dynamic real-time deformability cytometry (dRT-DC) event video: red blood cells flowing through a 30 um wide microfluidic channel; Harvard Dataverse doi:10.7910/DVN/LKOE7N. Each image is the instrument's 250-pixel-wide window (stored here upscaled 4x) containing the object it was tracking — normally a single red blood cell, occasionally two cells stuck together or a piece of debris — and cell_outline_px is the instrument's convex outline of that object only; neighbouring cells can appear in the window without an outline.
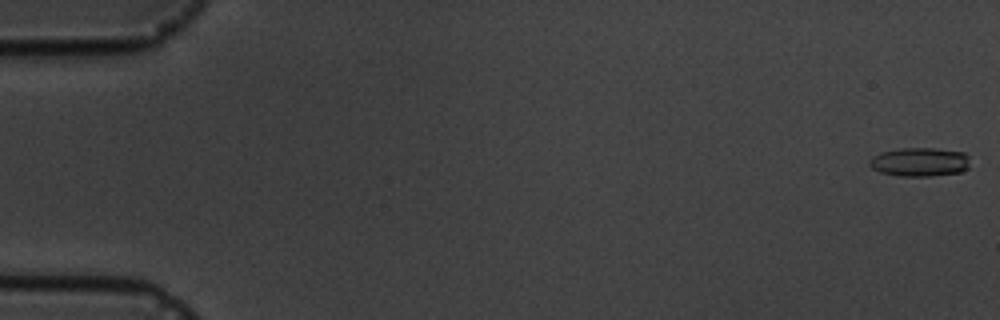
{"species": "common noctule bat (a hibernating species)", "species_latin": "Nyctalus noctula", "temperature_condition": "cold", "stored_images_in_passage": 7, "camera_frame_rate_fps": 3000, "um_per_image_px": 0.085, "animal": {"sex": "male", "body_mass_g": 19.5, "forearm_length_mm": 54.6}, "frame": {"image": 1, "passage_image": 1, "time_ms": 0.0, "image_size_px": [1000, 320], "cell_outline_px": [[968, 168], [960, 172], [928, 176], [900, 176], [880, 172], [872, 168], [868, 164], [868, 160], [872, 156], [880, 152], [900, 148], [936, 148], [964, 152], [968, 156]], "centroid_in_image_um": [78.14, 13.76], "position_along_channel_um": 6.9, "area_um2": 16.99}}
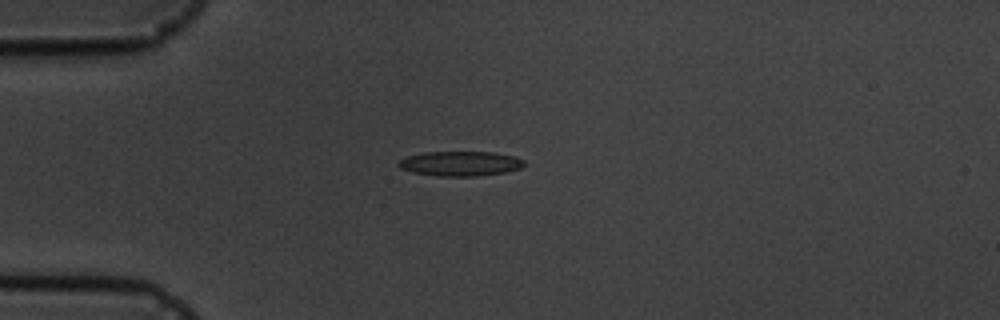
{"frame": {"image": 2, "passage_image": 5, "time_ms": 4.667, "image_size_px": [1000, 320], "cell_outline_px": [[524, 164], [520, 168], [504, 172], [480, 176], [436, 176], [412, 172], [400, 168], [396, 164], [400, 160], [408, 156], [424, 152], [492, 152], [516, 156], [524, 160]], "centroid_in_image_um": [39.12, 13.9], "position_along_channel_um": 45.9, "area_um2": 18.15}}
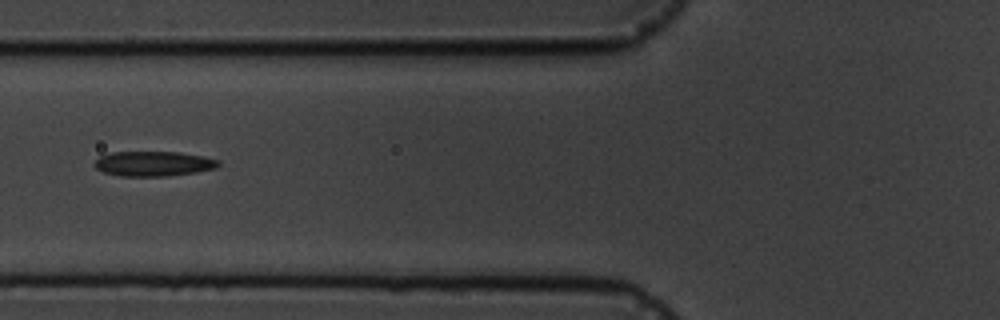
{"frame": {"image": 3, "passage_image": 7, "time_ms": 7.0, "image_size_px": [1000, 320], "cell_outline_px": [[220, 164], [216, 168], [196, 172], [164, 176], [120, 176], [104, 172], [96, 168], [92, 164], [100, 156], [112, 152], [180, 152], [204, 156], [220, 160]], "centroid_in_image_um": [13.05, 13.91], "position_along_channel_um": 112.7, "area_um2": 18.03}}